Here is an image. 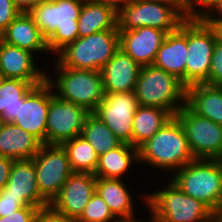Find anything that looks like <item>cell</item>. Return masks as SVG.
<instances>
[{"instance_id": "6da1fadb", "label": "cell", "mask_w": 222, "mask_h": 222, "mask_svg": "<svg viewBox=\"0 0 222 222\" xmlns=\"http://www.w3.org/2000/svg\"><path fill=\"white\" fill-rule=\"evenodd\" d=\"M84 0H41L29 14L43 36L49 51L58 54L78 37V19Z\"/></svg>"}, {"instance_id": "7a4b0ae2", "label": "cell", "mask_w": 222, "mask_h": 222, "mask_svg": "<svg viewBox=\"0 0 222 222\" xmlns=\"http://www.w3.org/2000/svg\"><path fill=\"white\" fill-rule=\"evenodd\" d=\"M138 156L139 161L175 171L195 159L183 127L175 116L138 148Z\"/></svg>"}, {"instance_id": "3957f363", "label": "cell", "mask_w": 222, "mask_h": 222, "mask_svg": "<svg viewBox=\"0 0 222 222\" xmlns=\"http://www.w3.org/2000/svg\"><path fill=\"white\" fill-rule=\"evenodd\" d=\"M176 172L172 182L216 214L222 205V160L194 159Z\"/></svg>"}, {"instance_id": "277c9868", "label": "cell", "mask_w": 222, "mask_h": 222, "mask_svg": "<svg viewBox=\"0 0 222 222\" xmlns=\"http://www.w3.org/2000/svg\"><path fill=\"white\" fill-rule=\"evenodd\" d=\"M135 94L138 105L162 108L175 116L186 105L187 87L174 75L148 65L141 66ZM179 101L182 105H177Z\"/></svg>"}, {"instance_id": "5b68a950", "label": "cell", "mask_w": 222, "mask_h": 222, "mask_svg": "<svg viewBox=\"0 0 222 222\" xmlns=\"http://www.w3.org/2000/svg\"><path fill=\"white\" fill-rule=\"evenodd\" d=\"M145 199L152 216L161 222H215V213L207 205L185 194L172 181Z\"/></svg>"}, {"instance_id": "8992f818", "label": "cell", "mask_w": 222, "mask_h": 222, "mask_svg": "<svg viewBox=\"0 0 222 222\" xmlns=\"http://www.w3.org/2000/svg\"><path fill=\"white\" fill-rule=\"evenodd\" d=\"M119 49V30L78 37L58 53L62 66L100 71Z\"/></svg>"}, {"instance_id": "52a82bcc", "label": "cell", "mask_w": 222, "mask_h": 222, "mask_svg": "<svg viewBox=\"0 0 222 222\" xmlns=\"http://www.w3.org/2000/svg\"><path fill=\"white\" fill-rule=\"evenodd\" d=\"M218 37L215 27L201 17L187 18V58L185 86L207 84L211 58Z\"/></svg>"}, {"instance_id": "ba28073f", "label": "cell", "mask_w": 222, "mask_h": 222, "mask_svg": "<svg viewBox=\"0 0 222 222\" xmlns=\"http://www.w3.org/2000/svg\"><path fill=\"white\" fill-rule=\"evenodd\" d=\"M59 71L56 82L61 100L84 107L88 112H94L104 98L101 71L77 69L56 63Z\"/></svg>"}, {"instance_id": "9c48e42d", "label": "cell", "mask_w": 222, "mask_h": 222, "mask_svg": "<svg viewBox=\"0 0 222 222\" xmlns=\"http://www.w3.org/2000/svg\"><path fill=\"white\" fill-rule=\"evenodd\" d=\"M118 30L152 27L167 34L176 31L186 19L173 5L153 0H134L118 14Z\"/></svg>"}, {"instance_id": "30bf717a", "label": "cell", "mask_w": 222, "mask_h": 222, "mask_svg": "<svg viewBox=\"0 0 222 222\" xmlns=\"http://www.w3.org/2000/svg\"><path fill=\"white\" fill-rule=\"evenodd\" d=\"M175 117L183 127L195 159L222 160V125L197 115L187 105Z\"/></svg>"}, {"instance_id": "8fae6325", "label": "cell", "mask_w": 222, "mask_h": 222, "mask_svg": "<svg viewBox=\"0 0 222 222\" xmlns=\"http://www.w3.org/2000/svg\"><path fill=\"white\" fill-rule=\"evenodd\" d=\"M32 159L39 192L51 204L58 196L63 184L73 173L67 153L62 145L41 144Z\"/></svg>"}, {"instance_id": "7c38bea8", "label": "cell", "mask_w": 222, "mask_h": 222, "mask_svg": "<svg viewBox=\"0 0 222 222\" xmlns=\"http://www.w3.org/2000/svg\"><path fill=\"white\" fill-rule=\"evenodd\" d=\"M84 107L67 102L50 93L46 122V144H59L82 134L89 114Z\"/></svg>"}, {"instance_id": "4fadbf2b", "label": "cell", "mask_w": 222, "mask_h": 222, "mask_svg": "<svg viewBox=\"0 0 222 222\" xmlns=\"http://www.w3.org/2000/svg\"><path fill=\"white\" fill-rule=\"evenodd\" d=\"M50 76L39 85H34L21 99L18 116L13 122L46 144V122L53 83Z\"/></svg>"}, {"instance_id": "5bb4252c", "label": "cell", "mask_w": 222, "mask_h": 222, "mask_svg": "<svg viewBox=\"0 0 222 222\" xmlns=\"http://www.w3.org/2000/svg\"><path fill=\"white\" fill-rule=\"evenodd\" d=\"M138 107L135 91L104 93V98L93 112L123 143L132 145L133 116Z\"/></svg>"}, {"instance_id": "9a60e30c", "label": "cell", "mask_w": 222, "mask_h": 222, "mask_svg": "<svg viewBox=\"0 0 222 222\" xmlns=\"http://www.w3.org/2000/svg\"><path fill=\"white\" fill-rule=\"evenodd\" d=\"M95 192L96 176L93 173L73 172L50 205L69 219L77 221Z\"/></svg>"}, {"instance_id": "2e32d148", "label": "cell", "mask_w": 222, "mask_h": 222, "mask_svg": "<svg viewBox=\"0 0 222 222\" xmlns=\"http://www.w3.org/2000/svg\"><path fill=\"white\" fill-rule=\"evenodd\" d=\"M167 33L152 27L119 30V48L140 66L153 65Z\"/></svg>"}, {"instance_id": "e0dca14e", "label": "cell", "mask_w": 222, "mask_h": 222, "mask_svg": "<svg viewBox=\"0 0 222 222\" xmlns=\"http://www.w3.org/2000/svg\"><path fill=\"white\" fill-rule=\"evenodd\" d=\"M0 195H13L22 198L28 206L45 207L50 205L40 194L33 159L14 160L6 186Z\"/></svg>"}, {"instance_id": "ac0fdd59", "label": "cell", "mask_w": 222, "mask_h": 222, "mask_svg": "<svg viewBox=\"0 0 222 222\" xmlns=\"http://www.w3.org/2000/svg\"><path fill=\"white\" fill-rule=\"evenodd\" d=\"M141 66L122 49L100 70L104 93L135 91Z\"/></svg>"}, {"instance_id": "d6986e66", "label": "cell", "mask_w": 222, "mask_h": 222, "mask_svg": "<svg viewBox=\"0 0 222 222\" xmlns=\"http://www.w3.org/2000/svg\"><path fill=\"white\" fill-rule=\"evenodd\" d=\"M187 58V18L179 28L168 33L157 52L154 66L174 75L185 85Z\"/></svg>"}, {"instance_id": "ffe728a7", "label": "cell", "mask_w": 222, "mask_h": 222, "mask_svg": "<svg viewBox=\"0 0 222 222\" xmlns=\"http://www.w3.org/2000/svg\"><path fill=\"white\" fill-rule=\"evenodd\" d=\"M33 53L4 42L0 38V73L4 78L45 81L47 74L37 69Z\"/></svg>"}, {"instance_id": "44dd1931", "label": "cell", "mask_w": 222, "mask_h": 222, "mask_svg": "<svg viewBox=\"0 0 222 222\" xmlns=\"http://www.w3.org/2000/svg\"><path fill=\"white\" fill-rule=\"evenodd\" d=\"M0 38L20 49L34 54L36 51H49L47 39L35 24L29 13H20L0 35Z\"/></svg>"}, {"instance_id": "7402d4cb", "label": "cell", "mask_w": 222, "mask_h": 222, "mask_svg": "<svg viewBox=\"0 0 222 222\" xmlns=\"http://www.w3.org/2000/svg\"><path fill=\"white\" fill-rule=\"evenodd\" d=\"M41 142L19 126L4 123L0 130V155L13 160L32 159Z\"/></svg>"}, {"instance_id": "603a6c76", "label": "cell", "mask_w": 222, "mask_h": 222, "mask_svg": "<svg viewBox=\"0 0 222 222\" xmlns=\"http://www.w3.org/2000/svg\"><path fill=\"white\" fill-rule=\"evenodd\" d=\"M186 105L197 115L222 125V87L191 85L187 87Z\"/></svg>"}, {"instance_id": "cb8c5ba5", "label": "cell", "mask_w": 222, "mask_h": 222, "mask_svg": "<svg viewBox=\"0 0 222 222\" xmlns=\"http://www.w3.org/2000/svg\"><path fill=\"white\" fill-rule=\"evenodd\" d=\"M173 117L168 110L138 105L133 116L132 146L138 149Z\"/></svg>"}, {"instance_id": "d4e9b609", "label": "cell", "mask_w": 222, "mask_h": 222, "mask_svg": "<svg viewBox=\"0 0 222 222\" xmlns=\"http://www.w3.org/2000/svg\"><path fill=\"white\" fill-rule=\"evenodd\" d=\"M104 30H118L117 13L110 7L84 0L78 19L79 37Z\"/></svg>"}, {"instance_id": "484cf974", "label": "cell", "mask_w": 222, "mask_h": 222, "mask_svg": "<svg viewBox=\"0 0 222 222\" xmlns=\"http://www.w3.org/2000/svg\"><path fill=\"white\" fill-rule=\"evenodd\" d=\"M120 179L96 177V192L119 219L133 218L132 197Z\"/></svg>"}, {"instance_id": "4316f807", "label": "cell", "mask_w": 222, "mask_h": 222, "mask_svg": "<svg viewBox=\"0 0 222 222\" xmlns=\"http://www.w3.org/2000/svg\"><path fill=\"white\" fill-rule=\"evenodd\" d=\"M139 161L138 149L131 144L122 143L98 158L94 175L107 179H121L132 162Z\"/></svg>"}, {"instance_id": "83f0119b", "label": "cell", "mask_w": 222, "mask_h": 222, "mask_svg": "<svg viewBox=\"0 0 222 222\" xmlns=\"http://www.w3.org/2000/svg\"><path fill=\"white\" fill-rule=\"evenodd\" d=\"M44 81H24L4 78L0 84V116L4 123H13L18 116L20 99L34 86Z\"/></svg>"}, {"instance_id": "f1b7e54d", "label": "cell", "mask_w": 222, "mask_h": 222, "mask_svg": "<svg viewBox=\"0 0 222 222\" xmlns=\"http://www.w3.org/2000/svg\"><path fill=\"white\" fill-rule=\"evenodd\" d=\"M81 136L90 143L98 156L123 143L93 112L86 116Z\"/></svg>"}, {"instance_id": "f546056e", "label": "cell", "mask_w": 222, "mask_h": 222, "mask_svg": "<svg viewBox=\"0 0 222 222\" xmlns=\"http://www.w3.org/2000/svg\"><path fill=\"white\" fill-rule=\"evenodd\" d=\"M61 145L67 153L73 172L95 173L99 156L83 136H76Z\"/></svg>"}, {"instance_id": "4dcf8cb0", "label": "cell", "mask_w": 222, "mask_h": 222, "mask_svg": "<svg viewBox=\"0 0 222 222\" xmlns=\"http://www.w3.org/2000/svg\"><path fill=\"white\" fill-rule=\"evenodd\" d=\"M118 219L101 196L95 192L76 222H117Z\"/></svg>"}, {"instance_id": "1f68e13d", "label": "cell", "mask_w": 222, "mask_h": 222, "mask_svg": "<svg viewBox=\"0 0 222 222\" xmlns=\"http://www.w3.org/2000/svg\"><path fill=\"white\" fill-rule=\"evenodd\" d=\"M208 85L222 87V40L217 37L211 58Z\"/></svg>"}, {"instance_id": "d6a6232c", "label": "cell", "mask_w": 222, "mask_h": 222, "mask_svg": "<svg viewBox=\"0 0 222 222\" xmlns=\"http://www.w3.org/2000/svg\"><path fill=\"white\" fill-rule=\"evenodd\" d=\"M20 13L12 0H0V35Z\"/></svg>"}, {"instance_id": "836d02e7", "label": "cell", "mask_w": 222, "mask_h": 222, "mask_svg": "<svg viewBox=\"0 0 222 222\" xmlns=\"http://www.w3.org/2000/svg\"><path fill=\"white\" fill-rule=\"evenodd\" d=\"M34 222H76L56 211L51 205L38 209Z\"/></svg>"}, {"instance_id": "e575fe53", "label": "cell", "mask_w": 222, "mask_h": 222, "mask_svg": "<svg viewBox=\"0 0 222 222\" xmlns=\"http://www.w3.org/2000/svg\"><path fill=\"white\" fill-rule=\"evenodd\" d=\"M24 206H28L22 198L13 195H0V217L8 216Z\"/></svg>"}, {"instance_id": "d590c367", "label": "cell", "mask_w": 222, "mask_h": 222, "mask_svg": "<svg viewBox=\"0 0 222 222\" xmlns=\"http://www.w3.org/2000/svg\"><path fill=\"white\" fill-rule=\"evenodd\" d=\"M38 207L24 206L18 211L0 217V222H34Z\"/></svg>"}, {"instance_id": "8d00e7d4", "label": "cell", "mask_w": 222, "mask_h": 222, "mask_svg": "<svg viewBox=\"0 0 222 222\" xmlns=\"http://www.w3.org/2000/svg\"><path fill=\"white\" fill-rule=\"evenodd\" d=\"M219 13L218 16L214 15ZM213 13V14H212ZM200 17L212 27H217L219 24H222V0H217L213 5H211L206 12L201 11Z\"/></svg>"}, {"instance_id": "74e56055", "label": "cell", "mask_w": 222, "mask_h": 222, "mask_svg": "<svg viewBox=\"0 0 222 222\" xmlns=\"http://www.w3.org/2000/svg\"><path fill=\"white\" fill-rule=\"evenodd\" d=\"M13 161L14 160L11 158L0 155V190L3 189L7 184Z\"/></svg>"}, {"instance_id": "f35d334b", "label": "cell", "mask_w": 222, "mask_h": 222, "mask_svg": "<svg viewBox=\"0 0 222 222\" xmlns=\"http://www.w3.org/2000/svg\"><path fill=\"white\" fill-rule=\"evenodd\" d=\"M93 3L102 4L104 6L112 8L117 14L128 4L134 0H90Z\"/></svg>"}, {"instance_id": "ab89813d", "label": "cell", "mask_w": 222, "mask_h": 222, "mask_svg": "<svg viewBox=\"0 0 222 222\" xmlns=\"http://www.w3.org/2000/svg\"><path fill=\"white\" fill-rule=\"evenodd\" d=\"M173 5L185 18H190V7L188 0H153Z\"/></svg>"}, {"instance_id": "60d3db41", "label": "cell", "mask_w": 222, "mask_h": 222, "mask_svg": "<svg viewBox=\"0 0 222 222\" xmlns=\"http://www.w3.org/2000/svg\"><path fill=\"white\" fill-rule=\"evenodd\" d=\"M21 13H29L41 0H12Z\"/></svg>"}, {"instance_id": "b9f144b4", "label": "cell", "mask_w": 222, "mask_h": 222, "mask_svg": "<svg viewBox=\"0 0 222 222\" xmlns=\"http://www.w3.org/2000/svg\"><path fill=\"white\" fill-rule=\"evenodd\" d=\"M217 0H188L189 7H190V17H200V10L199 12L193 8H195V4L198 6H204L206 9L213 5Z\"/></svg>"}, {"instance_id": "7bdbcfd3", "label": "cell", "mask_w": 222, "mask_h": 222, "mask_svg": "<svg viewBox=\"0 0 222 222\" xmlns=\"http://www.w3.org/2000/svg\"><path fill=\"white\" fill-rule=\"evenodd\" d=\"M215 222H222V205L218 212L215 214Z\"/></svg>"}, {"instance_id": "ee69618b", "label": "cell", "mask_w": 222, "mask_h": 222, "mask_svg": "<svg viewBox=\"0 0 222 222\" xmlns=\"http://www.w3.org/2000/svg\"><path fill=\"white\" fill-rule=\"evenodd\" d=\"M218 37L222 40V24H219L216 28Z\"/></svg>"}, {"instance_id": "f6af8a7d", "label": "cell", "mask_w": 222, "mask_h": 222, "mask_svg": "<svg viewBox=\"0 0 222 222\" xmlns=\"http://www.w3.org/2000/svg\"><path fill=\"white\" fill-rule=\"evenodd\" d=\"M117 222H143V221H136L135 219L130 218V219H118Z\"/></svg>"}, {"instance_id": "bcb514c9", "label": "cell", "mask_w": 222, "mask_h": 222, "mask_svg": "<svg viewBox=\"0 0 222 222\" xmlns=\"http://www.w3.org/2000/svg\"><path fill=\"white\" fill-rule=\"evenodd\" d=\"M3 124H4V121L2 120V118L0 116V130H1V127H2Z\"/></svg>"}, {"instance_id": "7dc6e473", "label": "cell", "mask_w": 222, "mask_h": 222, "mask_svg": "<svg viewBox=\"0 0 222 222\" xmlns=\"http://www.w3.org/2000/svg\"><path fill=\"white\" fill-rule=\"evenodd\" d=\"M152 218H153V219L151 220L152 222H161V221L155 219L153 216H152ZM151 221H150V222H151ZM147 222H148V221H147Z\"/></svg>"}, {"instance_id": "c3c4849f", "label": "cell", "mask_w": 222, "mask_h": 222, "mask_svg": "<svg viewBox=\"0 0 222 222\" xmlns=\"http://www.w3.org/2000/svg\"><path fill=\"white\" fill-rule=\"evenodd\" d=\"M4 79L3 75L0 73V84L2 82V80Z\"/></svg>"}]
</instances>
